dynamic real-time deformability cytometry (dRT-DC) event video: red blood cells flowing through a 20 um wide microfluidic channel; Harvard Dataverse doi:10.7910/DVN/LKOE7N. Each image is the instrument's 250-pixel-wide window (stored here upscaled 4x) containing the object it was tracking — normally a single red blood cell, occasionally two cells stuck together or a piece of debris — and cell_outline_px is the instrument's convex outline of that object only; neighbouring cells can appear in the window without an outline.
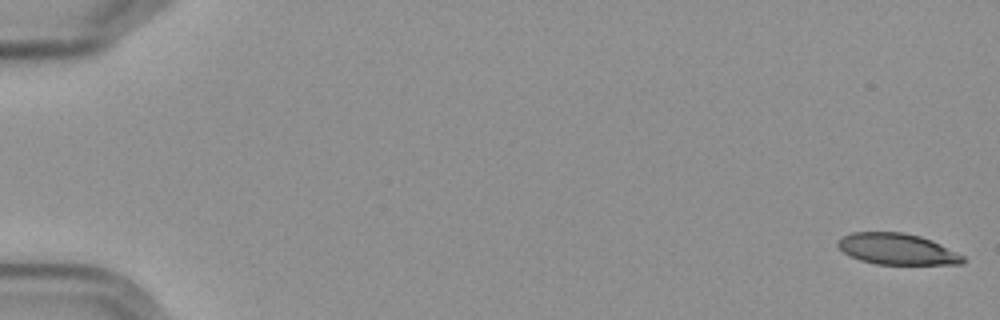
{"species": "Egyptian fruit bat (a non-hibernating species)", "species_latin": "Rousettus aegyptiacus", "temperature_condition": "cold", "stored_images_in_passage": 5, "camera_frame_rate_fps": 3000, "um_per_image_px": 0.085, "frame": {"image": 1, "passage_image": 1, "time_ms": 0.0, "image_size_px": [1000, 320], "cell_outline_px": [[964, 260], [960, 264], [876, 264], [860, 260], [848, 256], [836, 244], [836, 240], [852, 232], [904, 232], [920, 236], [932, 240], [964, 256]], "centroid_in_image_um": [76.21, 21.16], "position_along_channel_um": 8.8, "area_um2": 22.66}}
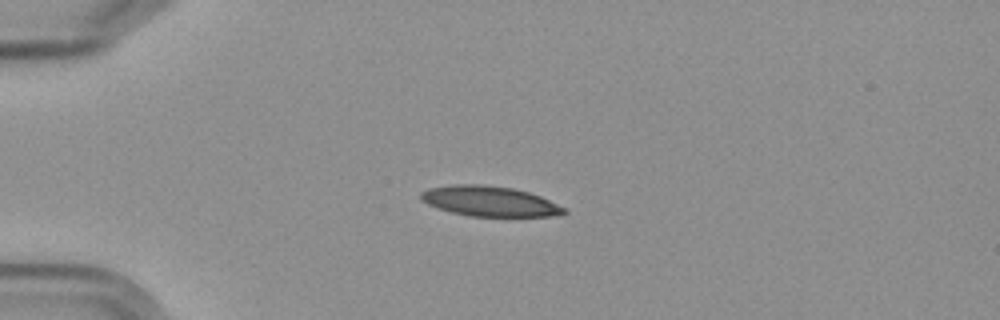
{"frame": {"image": 2, "passage_image": 4, "time_ms": 4.667, "image_size_px": [1000, 320], "cell_outline_px": [[568, 212], [552, 216], [472, 216], [452, 212], [428, 204], [420, 200], [420, 192], [428, 188], [452, 184], [480, 184], [512, 188], [528, 192], [540, 196], [568, 208]], "centroid_in_image_um": [41.63, 17.09], "position_along_channel_um": 43.4, "area_um2": 25.14}}